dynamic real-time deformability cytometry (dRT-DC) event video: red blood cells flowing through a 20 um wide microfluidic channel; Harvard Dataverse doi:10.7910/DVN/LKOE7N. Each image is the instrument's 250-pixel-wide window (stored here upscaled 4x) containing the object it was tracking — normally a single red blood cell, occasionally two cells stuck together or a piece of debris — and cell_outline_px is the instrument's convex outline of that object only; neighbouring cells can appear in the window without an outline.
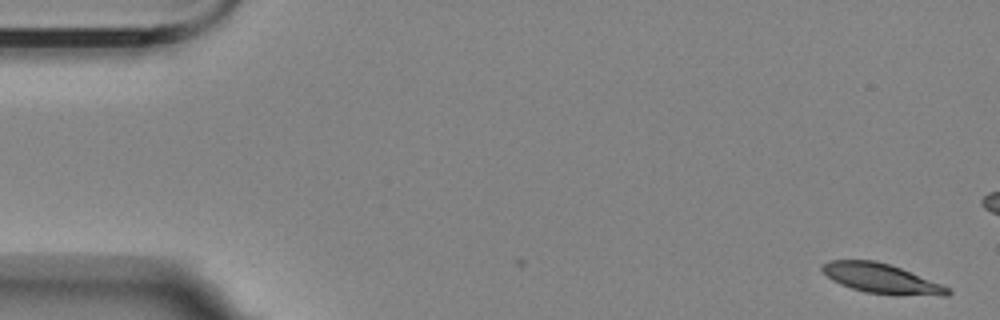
{"species": "Egyptian fruit bat (a non-hibernating species)", "species_latin": "Rousettus aegyptiacus", "temperature_condition": "room temperature", "stored_images_in_passage": 4, "camera_frame_rate_fps": 3000, "um_per_image_px": 0.085, "animal": {"sex": "female"}, "frame": {"image": 1, "passage_image": 1, "time_ms": 0.0, "image_size_px": [1000, 320], "cell_outline_px": [[952, 292], [948, 296], [940, 296], [864, 292], [840, 284], [832, 280], [820, 268], [828, 260], [876, 260], [900, 268], [940, 284], [948, 288]], "centroid_in_image_um": [74.88, 23.66], "position_along_channel_um": 10.1, "area_um2": 21.15}}